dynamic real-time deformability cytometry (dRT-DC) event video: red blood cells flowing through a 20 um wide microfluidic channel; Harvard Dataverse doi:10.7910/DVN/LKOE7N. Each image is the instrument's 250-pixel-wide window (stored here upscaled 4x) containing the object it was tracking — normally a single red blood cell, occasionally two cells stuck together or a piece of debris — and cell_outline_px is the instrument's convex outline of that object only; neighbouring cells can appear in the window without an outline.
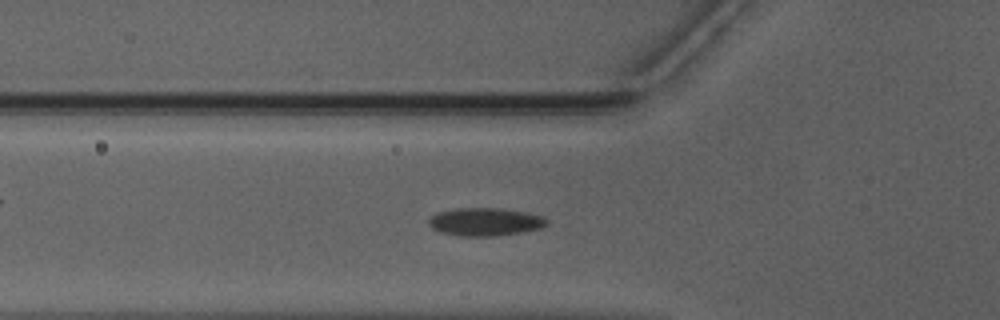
{"species": "Egyptian fruit bat (a non-hibernating species)", "species_latin": "Rousettus aegyptiacus", "temperature_condition": "warm", "stored_images_in_passage": 44, "camera_frame_rate_fps": 3000, "um_per_image_px": 0.085, "animal": {"sex": "male"}, "frame": {"image": 1, "passage_image": 10, "time_ms": 3.0, "image_size_px": [1000, 320], "cell_outline_px": [[548, 224], [540, 228], [524, 232], [496, 236], [460, 236], [440, 232], [432, 228], [428, 224], [428, 220], [436, 212], [452, 208], [500, 208], [524, 212], [544, 216], [548, 220]], "centroid_in_image_um": [41.23, 18.85], "position_along_channel_um": 84.6, "area_um2": 19.48}}
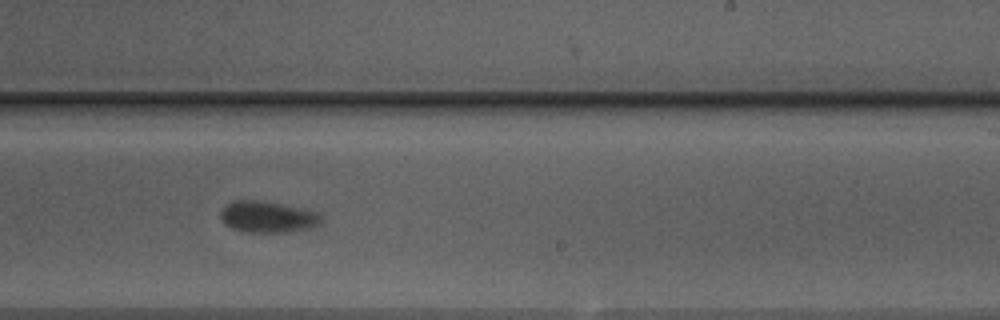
{"frame": {"image": 2, "passage_image": 24, "time_ms": 7.667, "image_size_px": [1000, 320], "cell_outline_px": [[320, 224], [280, 232], [248, 232], [232, 228], [224, 224], [220, 216], [220, 212], [232, 200], [260, 200], [304, 208], [320, 212]], "centroid_in_image_um": [22.7, 18.4], "position_along_channel_um": 266.3, "area_um2": 18.09}}
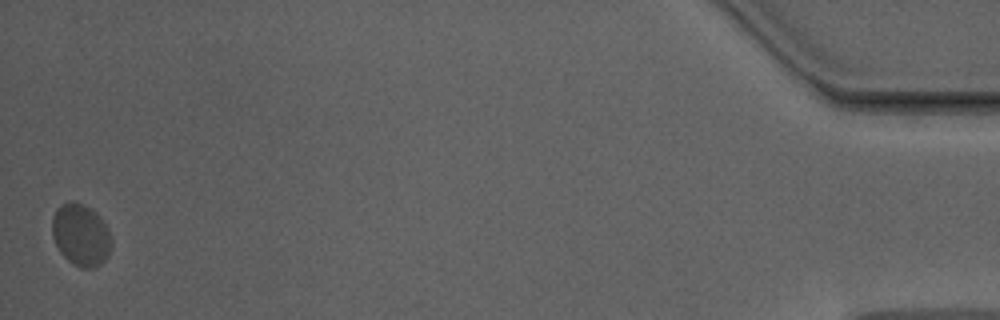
{"frame": {"image": 3, "passage_image": 44, "time_ms": 14.333, "image_size_px": [1000, 320], "cell_outline_px": [[112, 244], [108, 256], [100, 264], [92, 268], [80, 268], [72, 264], [60, 252], [52, 236], [52, 216], [56, 208], [60, 204], [68, 200], [80, 204], [96, 212], [104, 224], [112, 240]], "centroid_in_image_um": [6.84, 19.98], "position_along_channel_um": 428.4, "area_um2": 21.39}, "authors_computed_cell_mechanics": {"area_um2": 18.8428, "velocity_mm_per_s": 3.89, "shape_relaxation_time_tau1_ms": 4.0738, "shape_relaxation_time_tau2_ms": null, "deformation_change_tau1": 0.1042, "deformation_change_tau2": null}}